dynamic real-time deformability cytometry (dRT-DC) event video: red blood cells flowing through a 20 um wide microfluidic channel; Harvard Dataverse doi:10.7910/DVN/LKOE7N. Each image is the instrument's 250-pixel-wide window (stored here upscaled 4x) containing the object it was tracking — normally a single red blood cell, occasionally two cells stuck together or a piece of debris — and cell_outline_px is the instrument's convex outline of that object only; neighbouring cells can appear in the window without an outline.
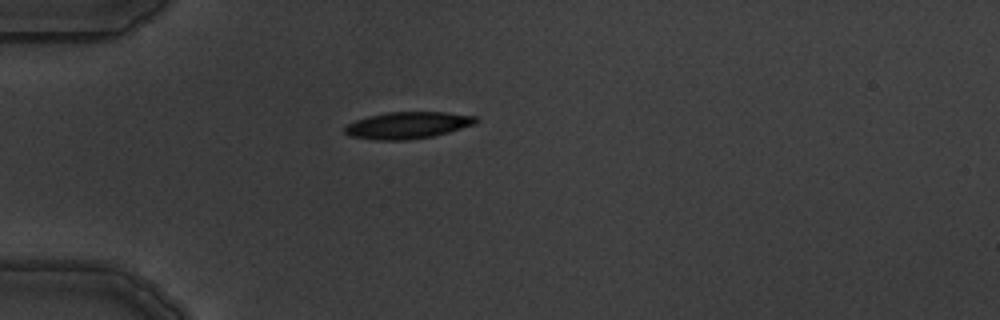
{"species": "common noctule bat (a hibernating species)", "species_latin": "Nyctalus noctula", "temperature_condition": "warm", "stored_images_in_passage": 1, "camera_frame_rate_fps": 3000, "um_per_image_px": 0.085, "animal": {"sex": "male", "body_mass_g": 19.5, "forearm_length_mm": 54.6}, "frame": {"image": 1, "passage_image": 1, "time_ms": 0.0, "image_size_px": [1000, 320], "cell_outline_px": [[480, 120], [476, 124], [448, 132], [432, 136], [408, 140], [376, 140], [348, 136], [344, 132], [344, 128], [348, 124], [356, 120], [368, 116], [388, 112], [444, 112], [476, 116]], "centroid_in_image_um": [34.66, 10.65], "position_along_channel_um": 50.3, "area_um2": 20.52}}